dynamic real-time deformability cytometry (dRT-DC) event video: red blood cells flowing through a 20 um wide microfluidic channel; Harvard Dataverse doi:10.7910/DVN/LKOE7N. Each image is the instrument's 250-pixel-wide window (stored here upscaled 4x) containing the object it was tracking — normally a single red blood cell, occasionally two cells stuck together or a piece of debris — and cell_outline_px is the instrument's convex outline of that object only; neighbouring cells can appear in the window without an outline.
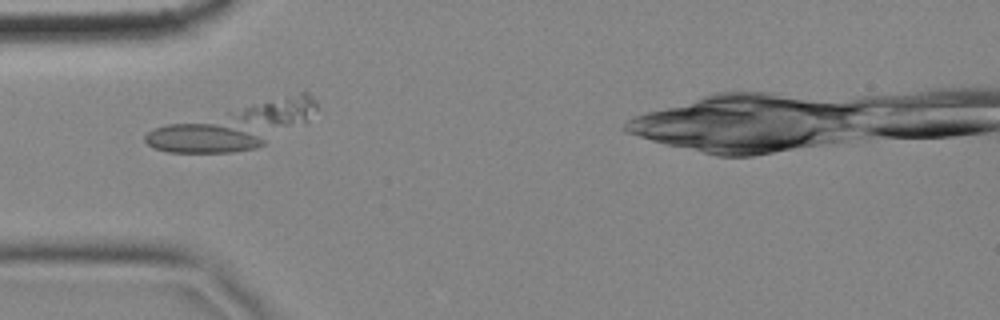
{"species": "common noctule bat (a hibernating species)", "species_latin": "Nyctalus noctula", "temperature_condition": "cold", "stored_images_in_passage": 4, "camera_frame_rate_fps": 3000, "um_per_image_px": 0.085, "animal": {"sex": "female", "body_mass_g": 18.4}, "frame": {"image": 1, "passage_image": 1, "time_ms": 0.0, "image_size_px": [1000, 320], "cell_outline_px": [[316, 108], [308, 120], [304, 124], [256, 148], [232, 152], [168, 152], [152, 148], [144, 140], [144, 136], [152, 128], [168, 124], [300, 92], [308, 92], [312, 96], [316, 104]], "centroid_in_image_um": [19.96, 10.76], "position_along_channel_um": 65.0, "area_um2": 43.12}}
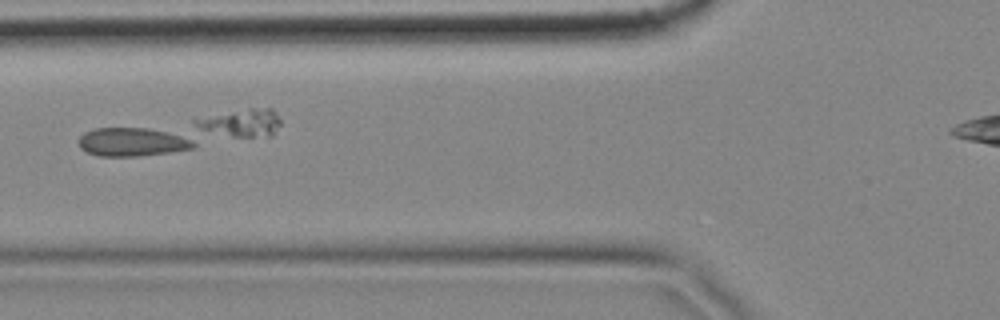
{"frame": {"image": 2, "passage_image": 2, "time_ms": 0.333, "image_size_px": [1000, 320], "cell_outline_px": [[280, 124], [272, 136], [168, 152], [136, 156], [100, 156], [88, 152], [80, 148], [80, 136], [84, 132], [96, 128], [252, 108], [272, 108], [276, 112], [280, 120]], "centroid_in_image_um": [15.35, 11.3], "position_along_channel_um": 110.4, "area_um2": 43.64}}